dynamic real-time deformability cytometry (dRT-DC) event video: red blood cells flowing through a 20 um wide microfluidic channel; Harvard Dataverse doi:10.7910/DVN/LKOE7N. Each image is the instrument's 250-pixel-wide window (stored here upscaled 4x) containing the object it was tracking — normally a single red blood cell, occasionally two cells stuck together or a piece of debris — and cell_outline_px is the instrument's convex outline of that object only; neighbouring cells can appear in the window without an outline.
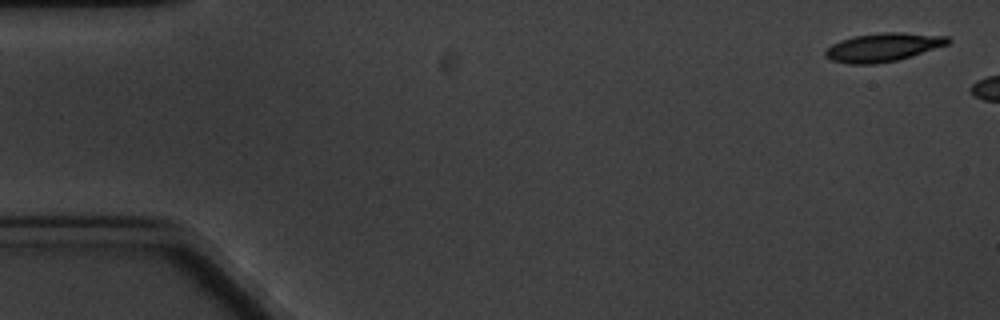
{"species": "common noctule bat (a hibernating species)", "species_latin": "Nyctalus noctula", "temperature_condition": "cold", "stored_images_in_passage": 3, "camera_frame_rate_fps": 3000, "um_per_image_px": 0.085, "animal": {"sex": "male", "body_mass_g": 20.1, "forearm_length_mm": 53.5}, "frame": {"image": 1, "passage_image": 1, "time_ms": 0.0, "image_size_px": [1000, 320], "cell_outline_px": [[952, 40], [948, 44], [896, 60], [876, 64], [848, 64], [832, 60], [824, 56], [824, 52], [832, 44], [840, 40], [852, 36], [884, 32], [900, 32], [948, 36]], "centroid_in_image_um": [75.03, 4.01], "position_along_channel_um": 10.0, "area_um2": 20.23}}